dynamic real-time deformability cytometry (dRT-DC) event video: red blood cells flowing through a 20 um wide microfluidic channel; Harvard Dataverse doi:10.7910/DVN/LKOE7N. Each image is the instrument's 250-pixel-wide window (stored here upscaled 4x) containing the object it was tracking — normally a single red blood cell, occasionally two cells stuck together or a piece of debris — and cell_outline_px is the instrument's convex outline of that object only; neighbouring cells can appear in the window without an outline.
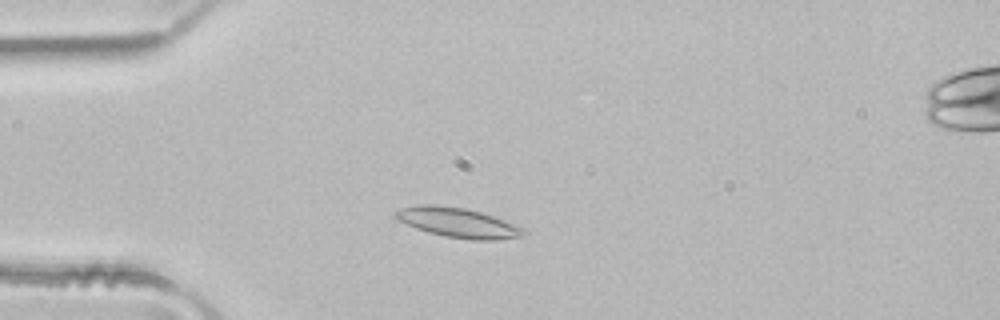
{"species": "common noctule bat (a hibernating species)", "species_latin": "Nyctalus noctula", "temperature_condition": "room temperature", "stored_images_in_passage": 4, "camera_frame_rate_fps": 3000, "um_per_image_px": 0.085, "animal": {"sex": "male", "body_mass_g": 21.5, "forearm_length_mm": 52.0}, "frame": {"image": 1, "passage_image": 3, "time_ms": 0.667, "image_size_px": [1000, 320], "cell_outline_px": [[528, 232], [520, 236], [496, 240], [472, 240], [444, 236], [428, 232], [416, 228], [392, 216], [392, 212], [416, 204], [436, 204], [464, 208], [480, 212], [528, 228]], "centroid_in_image_um": [38.95, 18.92], "position_along_channel_um": 46.1, "area_um2": 22.25}}